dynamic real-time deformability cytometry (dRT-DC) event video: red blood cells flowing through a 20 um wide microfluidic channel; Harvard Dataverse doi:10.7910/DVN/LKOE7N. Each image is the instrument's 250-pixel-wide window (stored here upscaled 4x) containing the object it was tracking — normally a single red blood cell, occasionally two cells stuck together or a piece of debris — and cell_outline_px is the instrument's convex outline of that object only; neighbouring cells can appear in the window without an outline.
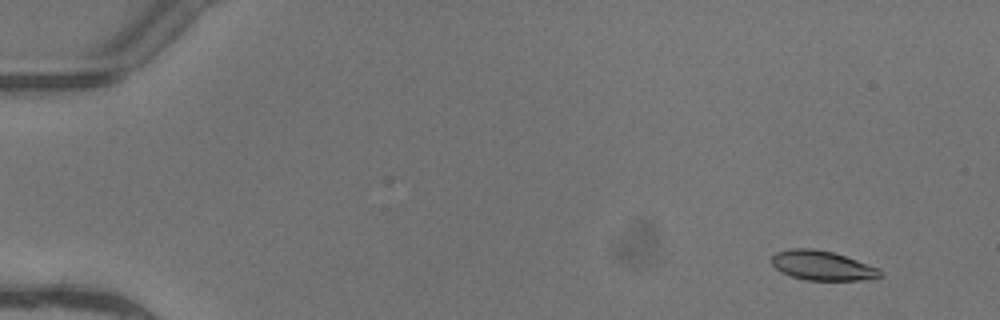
{"species": "common noctule bat (a hibernating species)", "species_latin": "Nyctalus noctula", "temperature_condition": "warm", "stored_images_in_passage": 5, "camera_frame_rate_fps": 3000, "um_per_image_px": 0.085, "animal": {"sex": "female"}, "frame": {"image": 1, "passage_image": 1, "time_ms": 0.0, "image_size_px": [1000, 320], "cell_outline_px": [[884, 276], [876, 280], [804, 280], [780, 272], [772, 264], [772, 256], [776, 252], [792, 248], [812, 248], [832, 252], [880, 268], [884, 272]], "centroid_in_image_um": [69.96, 22.59], "position_along_channel_um": 15.0, "area_um2": 18.9}}